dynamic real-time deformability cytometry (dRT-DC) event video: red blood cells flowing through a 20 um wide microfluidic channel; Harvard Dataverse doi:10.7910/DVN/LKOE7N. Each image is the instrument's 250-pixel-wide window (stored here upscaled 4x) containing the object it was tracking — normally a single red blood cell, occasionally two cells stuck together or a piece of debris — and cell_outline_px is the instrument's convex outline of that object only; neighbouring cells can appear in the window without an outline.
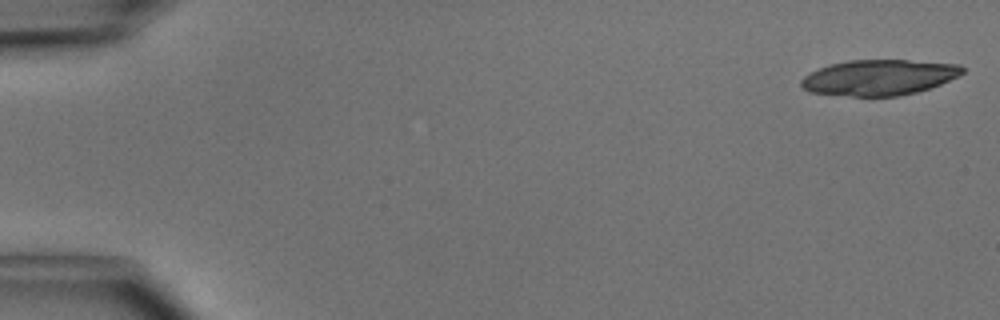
{"species": "common noctule bat (a hibernating species)", "species_latin": "Nyctalus noctula", "temperature_condition": "cold", "stored_images_in_passage": 17, "camera_frame_rate_fps": 3000, "um_per_image_px": 0.085, "animal": {"sex": "male", "body_mass_g": 15.6}, "frame": {"image": 1, "passage_image": 1, "time_ms": 0.0, "image_size_px": [1000, 320], "cell_outline_px": [[964, 72], [960, 76], [940, 84], [916, 92], [900, 96], [852, 96], [808, 92], [800, 84], [800, 80], [804, 76], [828, 64], [848, 60], [908, 60], [960, 64], [964, 68]], "centroid_in_image_um": [74.73, 6.58], "position_along_channel_um": 10.3, "area_um2": 33.52}}